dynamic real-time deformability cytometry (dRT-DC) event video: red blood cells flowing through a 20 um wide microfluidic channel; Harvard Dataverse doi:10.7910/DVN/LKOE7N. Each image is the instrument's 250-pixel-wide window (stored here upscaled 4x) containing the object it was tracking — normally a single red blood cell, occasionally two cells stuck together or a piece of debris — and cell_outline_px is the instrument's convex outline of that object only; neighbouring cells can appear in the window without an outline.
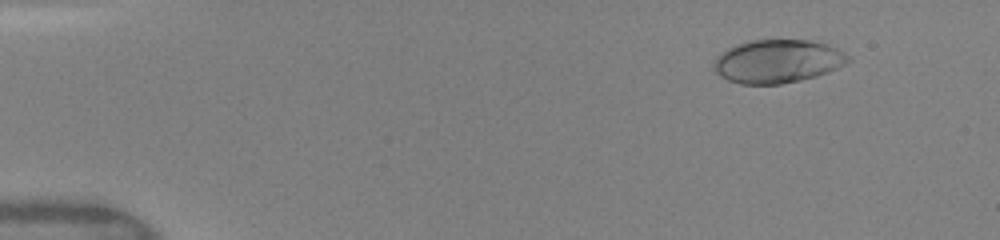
{"species": "human", "species_latin": "Homo sapiens", "temperature_condition": "warm", "stored_images_in_passage": 49, "camera_frame_rate_fps": 3000, "um_per_image_px": 0.085, "donor": {"sex": "female"}, "frame": {"image": 1, "passage_image": 5, "time_ms": 1.333, "image_size_px": [1000, 240], "cell_outline_px": [[852, 60], [828, 72], [816, 76], [800, 80], [780, 84], [740, 84], [728, 80], [720, 76], [716, 72], [712, 64], [716, 56], [728, 48], [736, 44], [748, 40], [812, 40], [836, 48], [844, 52]], "centroid_in_image_um": [66.06, 5.21], "position_along_channel_um": 18.9, "area_um2": 33.93}}
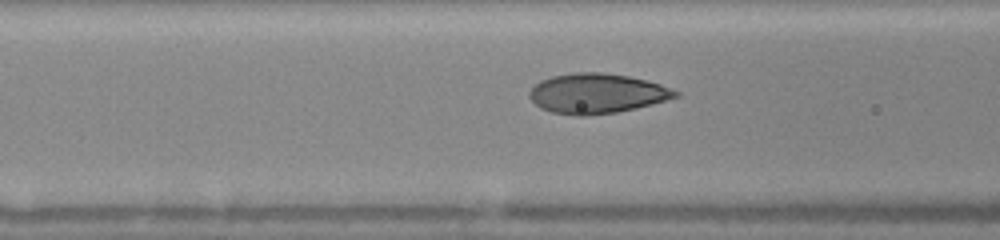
{"frame": {"image": 2, "passage_image": 20, "time_ms": 6.333, "image_size_px": [1000, 240], "cell_outline_px": [[680, 96], [652, 104], [636, 108], [616, 112], [584, 116], [576, 116], [552, 112], [540, 108], [528, 96], [528, 92], [540, 80], [552, 76], [572, 72], [604, 72], [628, 76], [660, 84], [680, 92]], "centroid_in_image_um": [50.72, 7.94], "position_along_channel_um": 115.9, "area_um2": 33.99}}
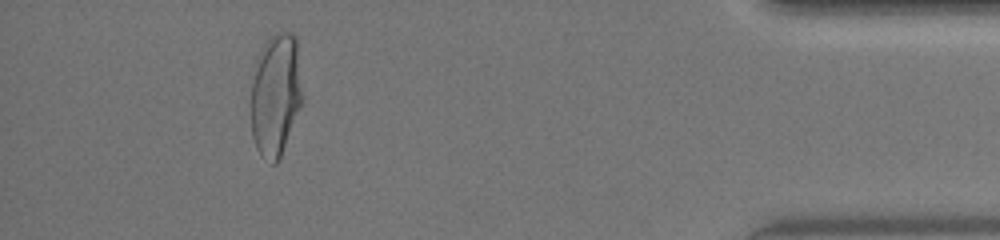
{"frame": {"image": 3, "passage_image": 45, "time_ms": 14.667, "image_size_px": [1000, 240], "cell_outline_px": [[304, 100], [280, 160], [276, 164], [272, 164], [260, 156], [256, 148], [252, 136], [252, 68], [256, 56], [264, 44], [276, 32], [292, 32], [296, 36]], "centroid_in_image_um": [23.45, 8.07], "position_along_channel_um": 411.8, "area_um2": 37.74}, "authors_computed_cell_mechanics": {"area_um2": 33.6974, "velocity_mm_per_s": 4.1296, "shape_relaxation_time_tau1_ms": 4.2137, "shape_relaxation_time_tau2_ms": null, "deformation_change_tau1": 0.1876, "deformation_change_tau2": null}}